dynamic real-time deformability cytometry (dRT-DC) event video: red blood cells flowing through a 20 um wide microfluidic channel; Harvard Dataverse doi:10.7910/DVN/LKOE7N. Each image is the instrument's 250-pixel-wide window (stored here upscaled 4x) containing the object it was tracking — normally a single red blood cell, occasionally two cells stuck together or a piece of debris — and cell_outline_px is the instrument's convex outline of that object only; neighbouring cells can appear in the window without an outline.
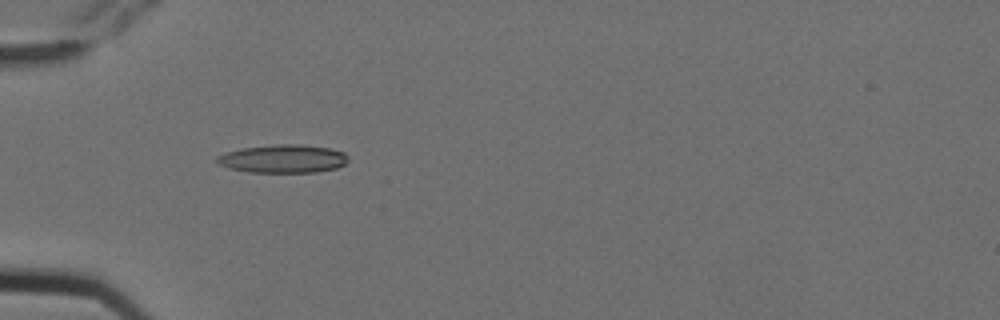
{"species": "Egyptian fruit bat (a non-hibernating species)", "species_latin": "Rousettus aegyptiacus", "temperature_condition": "cold", "stored_images_in_passage": 6, "camera_frame_rate_fps": 3000, "um_per_image_px": 0.085, "animal": {"sex": "female"}, "frame": {"image": 1, "passage_image": 4, "time_ms": 1.0, "image_size_px": [1000, 320], "cell_outline_px": [[348, 160], [344, 164], [336, 168], [316, 172], [248, 172], [228, 168], [220, 164], [216, 160], [216, 156], [228, 152], [244, 148], [276, 144], [300, 144], [332, 148], [344, 152], [348, 156]], "centroid_in_image_um": [24.09, 13.49], "position_along_channel_um": 60.9, "area_um2": 21.56}}
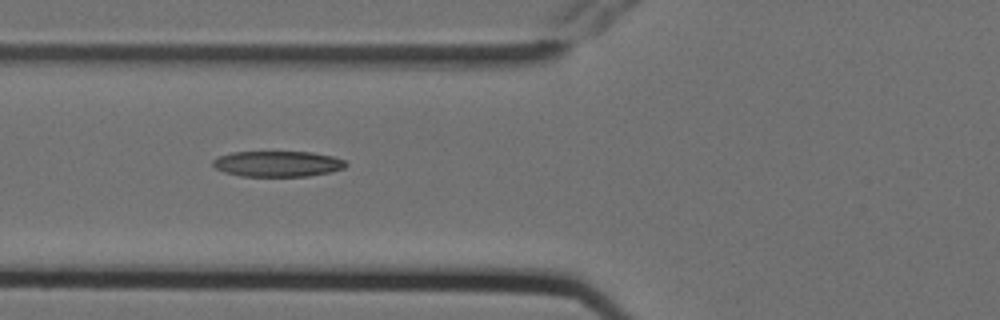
{"frame": {"image": 2, "passage_image": 5, "time_ms": 1.333, "image_size_px": [1000, 320], "cell_outline_px": [[348, 164], [344, 168], [332, 172], [308, 176], [240, 176], [224, 172], [216, 168], [212, 164], [212, 160], [220, 156], [232, 152], [312, 152], [332, 156], [344, 160]], "centroid_in_image_um": [23.61, 13.93], "position_along_channel_um": 102.2, "area_um2": 19.94}}
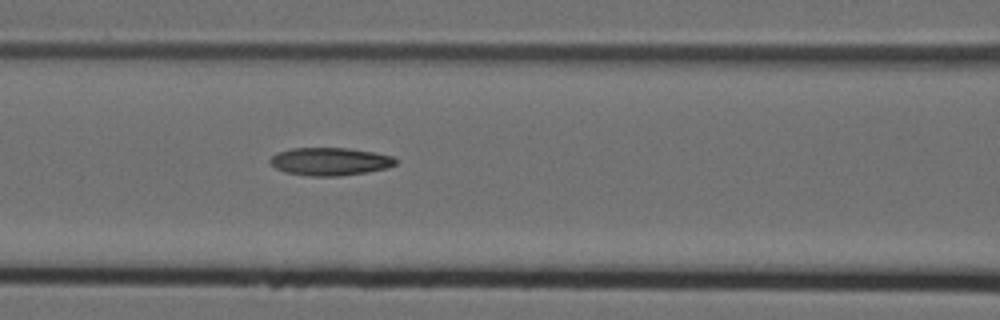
{"frame": {"image": 3, "passage_image": 6, "time_ms": 1.667, "image_size_px": [1000, 320], "cell_outline_px": [[400, 160], [396, 164], [388, 168], [368, 172], [340, 176], [312, 176], [284, 172], [276, 168], [268, 160], [276, 152], [292, 148], [348, 148], [376, 152], [392, 156]], "centroid_in_image_um": [28.09, 13.72], "position_along_channel_um": 138.5, "area_um2": 20.63}}